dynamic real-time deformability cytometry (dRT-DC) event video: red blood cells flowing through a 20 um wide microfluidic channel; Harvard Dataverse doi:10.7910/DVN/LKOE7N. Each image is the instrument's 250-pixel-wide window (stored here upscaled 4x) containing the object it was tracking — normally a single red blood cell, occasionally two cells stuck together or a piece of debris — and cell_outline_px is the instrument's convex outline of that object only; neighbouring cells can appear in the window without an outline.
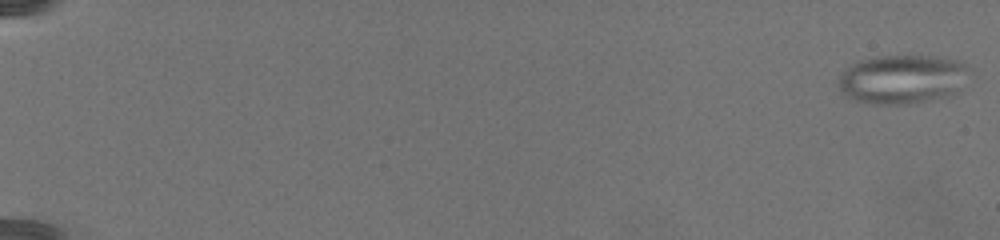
{"species": "common noctule bat (a hibernating species)", "species_latin": "Nyctalus noctula", "temperature_condition": "warm", "stored_images_in_passage": 79, "camera_frame_rate_fps": 3000, "um_per_image_px": 0.085, "animal": {"sex": "female", "body_mass_g": 19.5, "forearm_length_mm": 54.1}, "frame": {"image": 1, "passage_image": 1, "time_ms": 0.0, "image_size_px": [1000, 240], "cell_outline_px": [[972, 68], [956, 92], [948, 96], [912, 104], [868, 104], [844, 96], [836, 84], [840, 72], [844, 68], [856, 60], [876, 56], [932, 56], [956, 60]], "centroid_in_image_um": [76.62, 6.73], "position_along_channel_um": 8.4, "area_um2": 37.97}}
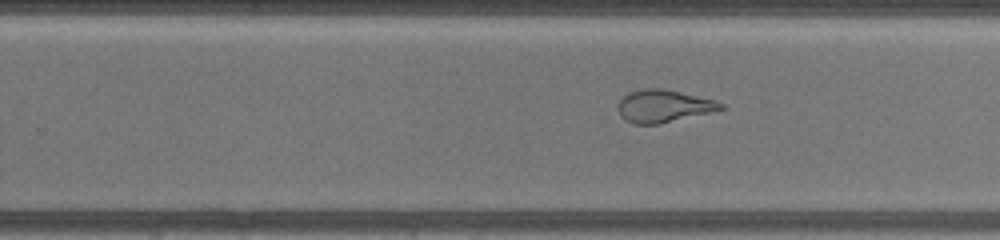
{"frame": {"image": 2, "passage_image": 53, "time_ms": 17.333, "image_size_px": [1000, 240], "cell_outline_px": [[724, 108], [712, 112], [660, 124], [632, 124], [624, 120], [620, 116], [620, 100], [628, 92], [644, 88], [664, 88], [716, 100], [724, 104]], "centroid_in_image_um": [56.42, 9.02], "position_along_channel_um": 273.4, "area_um2": 19.54}}
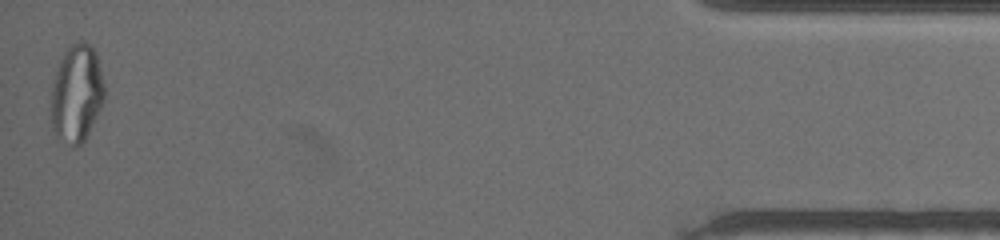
{"frame": {"image": 3, "passage_image": 78, "time_ms": 25.667, "image_size_px": [1000, 240], "cell_outline_px": [[104, 100], [84, 140], [80, 144], [72, 144], [56, 136], [52, 128], [52, 88], [56, 72], [60, 60], [64, 52], [72, 44], [80, 40], [84, 40], [96, 52], [104, 84]], "centroid_in_image_um": [6.52, 7.9], "position_along_channel_um": 428.7, "area_um2": 29.65}}